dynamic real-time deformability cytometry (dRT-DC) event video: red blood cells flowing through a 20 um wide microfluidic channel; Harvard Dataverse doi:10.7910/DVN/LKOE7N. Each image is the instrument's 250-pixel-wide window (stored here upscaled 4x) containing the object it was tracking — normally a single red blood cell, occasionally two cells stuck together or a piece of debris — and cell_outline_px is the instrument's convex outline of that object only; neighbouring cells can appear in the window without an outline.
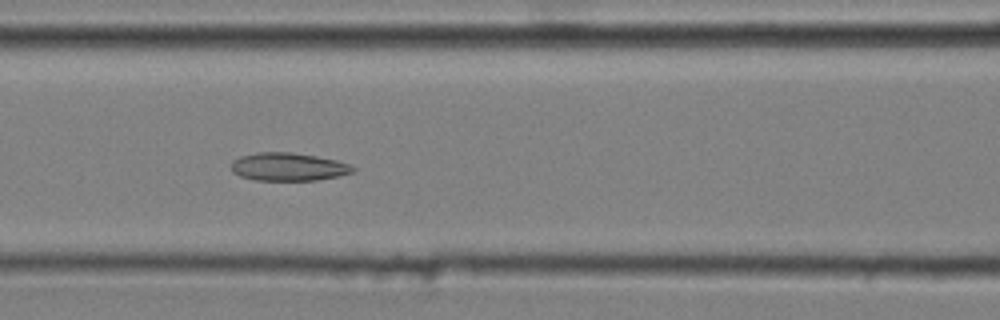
{"species": "common noctule bat (a hibernating species)", "species_latin": "Nyctalus noctula", "temperature_condition": "cold", "stored_images_in_passage": 39, "camera_frame_rate_fps": 3000, "um_per_image_px": 0.085, "animal": {"sex": "male", "body_mass_g": 20.4}, "frame": {"image": 1, "passage_image": 10, "time_ms": 3.0, "image_size_px": [1000, 320], "cell_outline_px": [[356, 168], [352, 172], [340, 176], [316, 180], [256, 180], [240, 176], [232, 172], [232, 160], [240, 156], [256, 152], [292, 152], [316, 156], [336, 160], [348, 164]], "centroid_in_image_um": [24.49, 14.17], "position_along_channel_um": 142.1, "area_um2": 19.88}}
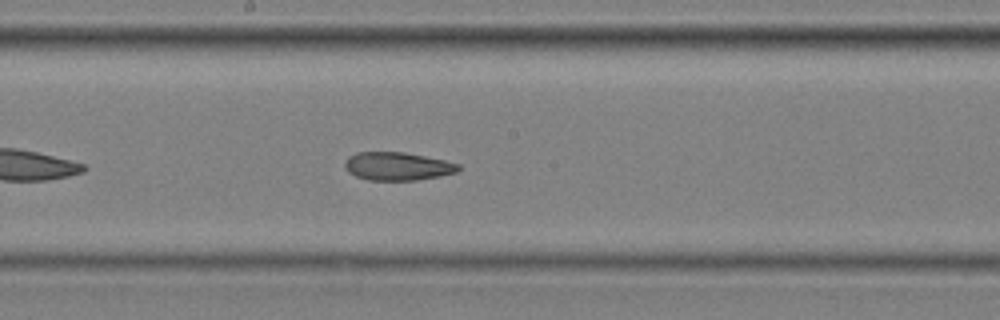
{"frame": {"image": 2, "passage_image": 16, "time_ms": 5.0, "image_size_px": [1000, 320], "cell_outline_px": [[460, 168], [456, 172], [440, 176], [416, 180], [368, 180], [356, 176], [348, 172], [344, 168], [344, 164], [348, 156], [356, 152], [404, 152], [444, 160], [460, 164]], "centroid_in_image_um": [33.76, 14.13], "position_along_channel_um": 214.4, "area_um2": 18.67}}
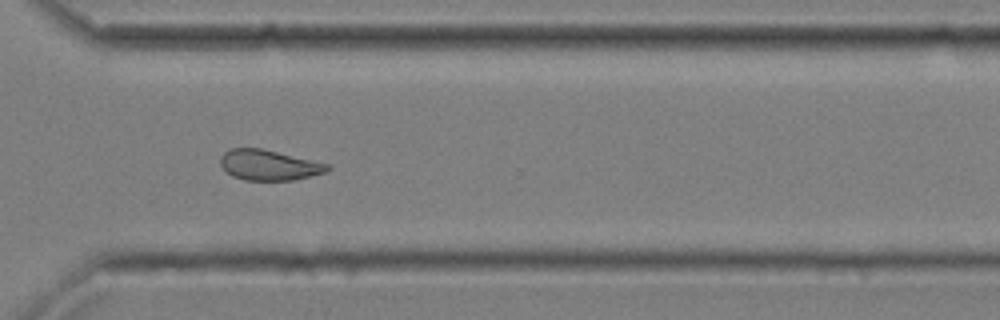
{"frame": {"image": 3, "passage_image": 27, "time_ms": 8.667, "image_size_px": [1000, 320], "cell_outline_px": [[332, 168], [324, 172], [292, 180], [244, 180], [232, 176], [224, 172], [220, 164], [220, 156], [224, 152], [232, 148], [260, 148], [332, 164]], "centroid_in_image_um": [22.83, 14.03], "position_along_channel_um": 347.8, "area_um2": 19.07}, "authors_computed_cell_mechanics": {"area_um2": 19.5942, "velocity_mm_per_s": 3.6249, "shape_relaxation_time_tau1_ms": null, "shape_relaxation_time_tau2_ms": 3.3375, "deformation_change_tau1": null, "deformation_change_tau2": 0.1028}}